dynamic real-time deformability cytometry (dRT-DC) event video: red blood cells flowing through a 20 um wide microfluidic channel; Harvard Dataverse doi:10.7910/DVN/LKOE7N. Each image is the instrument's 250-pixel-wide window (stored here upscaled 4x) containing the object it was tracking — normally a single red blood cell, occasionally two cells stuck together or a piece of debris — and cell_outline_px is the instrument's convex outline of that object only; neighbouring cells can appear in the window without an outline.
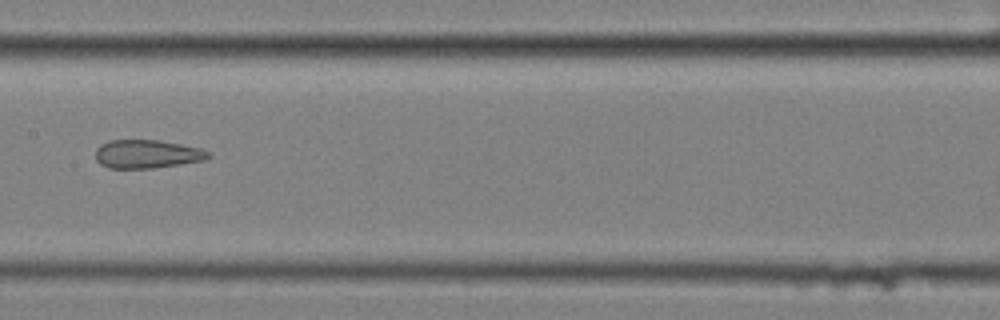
{"species": "common noctule bat (a hibernating species)", "species_latin": "Nyctalus noctula", "temperature_condition": "cold", "stored_images_in_passage": 10, "camera_frame_rate_fps": 3000, "um_per_image_px": 0.085, "animal": {"sex": "female", "body_mass_g": 25.1}, "frame": {"image": 1, "passage_image": 9, "time_ms": 2.667, "image_size_px": [1000, 320], "cell_outline_px": [[212, 156], [204, 160], [180, 164], [152, 168], [108, 168], [100, 164], [96, 160], [96, 148], [100, 144], [108, 140], [160, 140], [200, 148], [208, 152]], "centroid_in_image_um": [12.47, 13.09], "position_along_channel_um": 194.9, "area_um2": 18.73}}
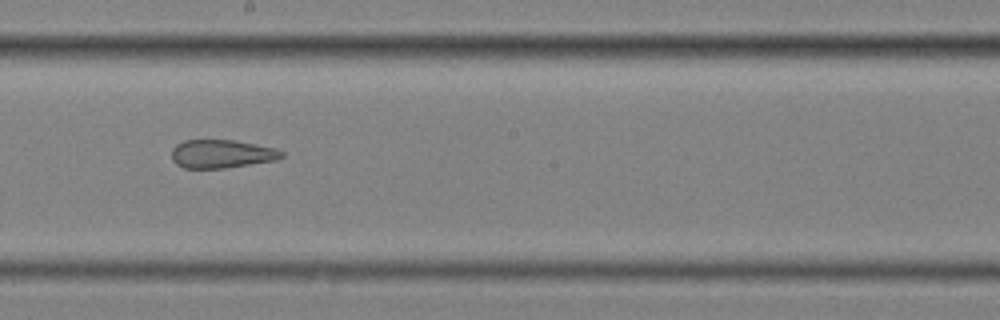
{"frame": {"image": 2, "passage_image": 10, "time_ms": 3.0, "image_size_px": [1000, 320], "cell_outline_px": [[284, 156], [276, 160], [224, 168], [184, 168], [176, 164], [172, 160], [172, 148], [176, 144], [184, 140], [232, 140], [276, 148], [284, 152]], "centroid_in_image_um": [18.82, 13.08], "position_along_channel_um": 229.4, "area_um2": 18.15}}